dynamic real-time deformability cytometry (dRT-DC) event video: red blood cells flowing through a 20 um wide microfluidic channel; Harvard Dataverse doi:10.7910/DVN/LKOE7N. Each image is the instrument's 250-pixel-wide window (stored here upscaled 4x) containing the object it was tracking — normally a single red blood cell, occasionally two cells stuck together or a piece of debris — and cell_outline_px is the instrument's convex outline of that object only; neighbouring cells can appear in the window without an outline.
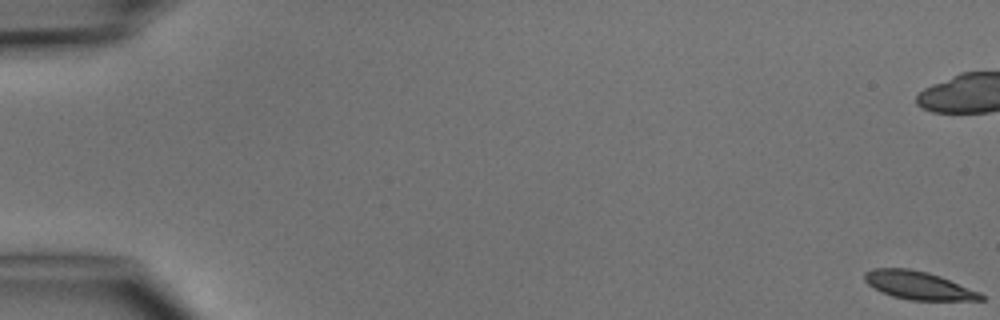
{"species": "common noctule bat (a hibernating species)", "species_latin": "Nyctalus noctula", "temperature_condition": "cold", "stored_images_in_passage": 11, "camera_frame_rate_fps": 3000, "um_per_image_px": 0.085, "animal": {"sex": "male", "body_mass_g": 15.6}, "frame": {"image": 1, "passage_image": 1, "time_ms": 0.0, "image_size_px": [1000, 320], "cell_outline_px": [[984, 300], [908, 300], [892, 296], [880, 292], [868, 284], [864, 280], [864, 272], [872, 268], [908, 268], [928, 272], [940, 276], [980, 292], [984, 296]], "centroid_in_image_um": [78.03, 24.25], "position_along_channel_um": 7.0, "area_um2": 19.13}}